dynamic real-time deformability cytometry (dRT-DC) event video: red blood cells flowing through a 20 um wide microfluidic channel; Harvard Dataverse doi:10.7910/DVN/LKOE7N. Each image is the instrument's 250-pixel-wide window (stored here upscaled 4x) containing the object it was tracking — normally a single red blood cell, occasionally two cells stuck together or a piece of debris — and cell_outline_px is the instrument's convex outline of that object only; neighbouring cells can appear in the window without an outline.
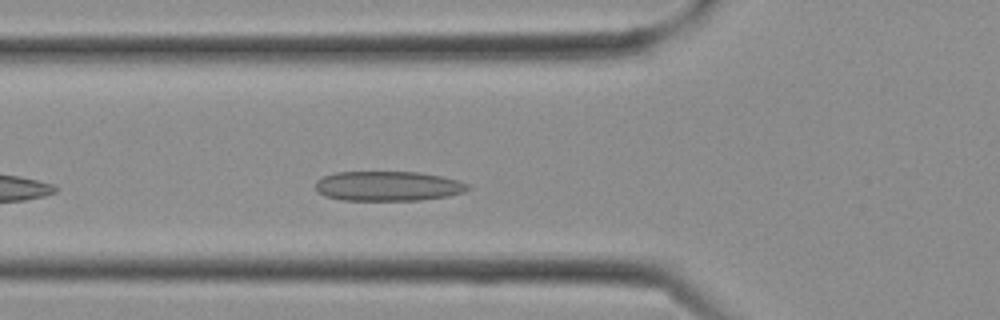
{"species": "Egyptian fruit bat (a non-hibernating species)", "species_latin": "Rousettus aegyptiacus", "temperature_condition": "cold", "stored_images_in_passage": 7, "camera_frame_rate_fps": 3000, "um_per_image_px": 0.085, "frame": {"image": 1, "passage_image": 5, "time_ms": 1.333, "image_size_px": [1000, 320], "cell_outline_px": [[472, 188], [464, 192], [448, 196], [420, 200], [340, 200], [324, 196], [316, 192], [316, 180], [324, 176], [336, 172], [420, 172], [460, 180], [468, 184]], "centroid_in_image_um": [32.98, 15.82], "position_along_channel_um": 92.8, "area_um2": 26.65}}
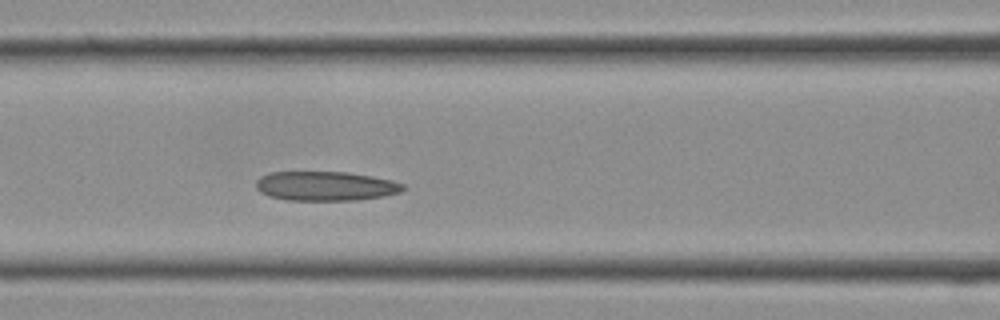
{"frame": {"image": 2, "passage_image": 7, "time_ms": 2.0, "image_size_px": [1000, 320], "cell_outline_px": [[408, 188], [400, 192], [384, 196], [352, 200], [288, 200], [268, 196], [260, 192], [256, 188], [256, 180], [260, 176], [268, 172], [348, 172], [372, 176], [392, 180], [404, 184]], "centroid_in_image_um": [27.67, 15.81], "position_along_channel_um": 138.9, "area_um2": 25.32}}